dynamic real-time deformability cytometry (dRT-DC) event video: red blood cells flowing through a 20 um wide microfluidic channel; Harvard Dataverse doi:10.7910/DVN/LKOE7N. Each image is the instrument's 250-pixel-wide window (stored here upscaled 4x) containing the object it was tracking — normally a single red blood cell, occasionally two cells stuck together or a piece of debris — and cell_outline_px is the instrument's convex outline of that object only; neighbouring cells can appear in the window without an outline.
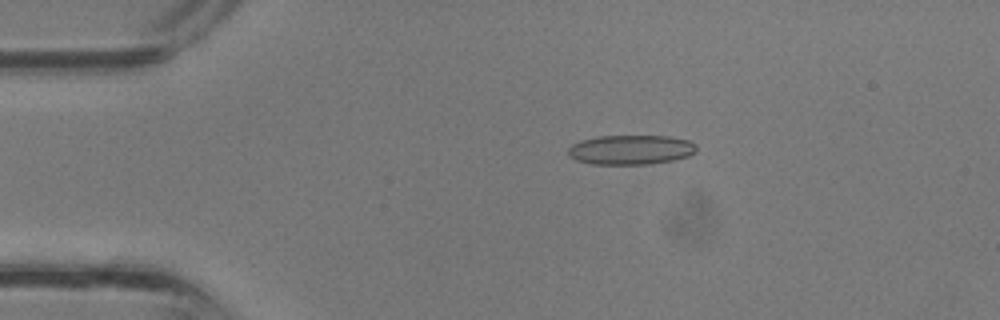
{"species": "common noctule bat (a hibernating species)", "species_latin": "Nyctalus noctula", "temperature_condition": "room temperature", "stored_images_in_passage": 36, "camera_frame_rate_fps": 3000, "um_per_image_px": 0.085, "animal": {"sex": "male", "body_mass_g": 13.3}, "frame": {"image": 1, "passage_image": 7, "time_ms": 2.0, "image_size_px": [1000, 320], "cell_outline_px": [[696, 152], [688, 156], [672, 160], [652, 164], [592, 164], [576, 160], [568, 156], [568, 148], [572, 144], [580, 140], [600, 136], [672, 136], [688, 140], [696, 144]], "centroid_in_image_um": [53.61, 12.73], "position_along_channel_um": 31.4, "area_um2": 22.25}}
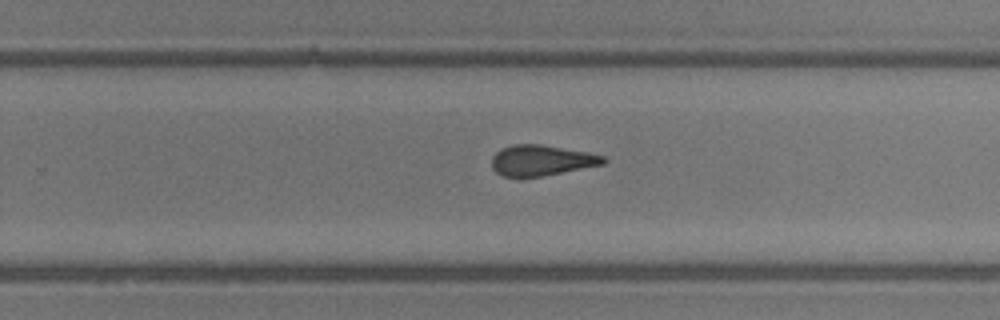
{"frame": {"image": 2, "passage_image": 23, "time_ms": 7.333, "image_size_px": [1000, 320], "cell_outline_px": [[608, 160], [604, 164], [540, 176], [504, 176], [496, 172], [492, 168], [492, 156], [496, 152], [504, 148], [516, 144], [540, 144], [584, 152], [604, 156]], "centroid_in_image_um": [46.01, 13.62], "position_along_channel_um": 283.8, "area_um2": 19.42}}
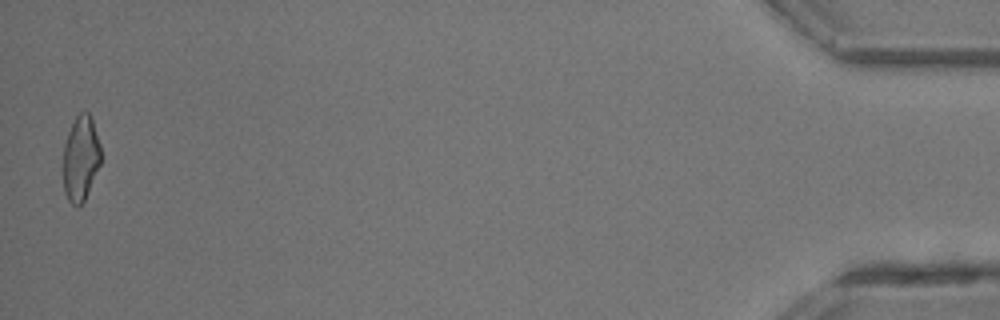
{"frame": {"image": 3, "passage_image": 36, "time_ms": 11.667, "image_size_px": [1000, 320], "cell_outline_px": [[100, 164], [84, 200], [76, 208], [68, 200], [64, 192], [64, 144], [68, 132], [76, 116], [80, 112], [88, 112], [92, 120], [100, 144]], "centroid_in_image_um": [6.85, 13.46], "position_along_channel_um": 428.3, "area_um2": 18.38}}